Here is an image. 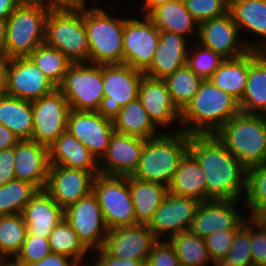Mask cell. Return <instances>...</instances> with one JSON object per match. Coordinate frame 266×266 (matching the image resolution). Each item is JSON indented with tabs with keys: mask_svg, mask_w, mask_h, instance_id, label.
<instances>
[{
	"mask_svg": "<svg viewBox=\"0 0 266 266\" xmlns=\"http://www.w3.org/2000/svg\"><path fill=\"white\" fill-rule=\"evenodd\" d=\"M50 169L48 147L33 140H20L15 146L16 179L30 182L44 190Z\"/></svg>",
	"mask_w": 266,
	"mask_h": 266,
	"instance_id": "cell-23",
	"label": "cell"
},
{
	"mask_svg": "<svg viewBox=\"0 0 266 266\" xmlns=\"http://www.w3.org/2000/svg\"><path fill=\"white\" fill-rule=\"evenodd\" d=\"M251 253L254 266H266V230L251 219Z\"/></svg>",
	"mask_w": 266,
	"mask_h": 266,
	"instance_id": "cell-48",
	"label": "cell"
},
{
	"mask_svg": "<svg viewBox=\"0 0 266 266\" xmlns=\"http://www.w3.org/2000/svg\"><path fill=\"white\" fill-rule=\"evenodd\" d=\"M50 8L48 0L19 5L6 20V39L0 54L7 59L27 57L43 44Z\"/></svg>",
	"mask_w": 266,
	"mask_h": 266,
	"instance_id": "cell-5",
	"label": "cell"
},
{
	"mask_svg": "<svg viewBox=\"0 0 266 266\" xmlns=\"http://www.w3.org/2000/svg\"><path fill=\"white\" fill-rule=\"evenodd\" d=\"M199 203L168 191L148 227L157 240H168L176 233L190 230Z\"/></svg>",
	"mask_w": 266,
	"mask_h": 266,
	"instance_id": "cell-19",
	"label": "cell"
},
{
	"mask_svg": "<svg viewBox=\"0 0 266 266\" xmlns=\"http://www.w3.org/2000/svg\"><path fill=\"white\" fill-rule=\"evenodd\" d=\"M96 196L108 229L136 225L135 210L126 176L98 174L93 181Z\"/></svg>",
	"mask_w": 266,
	"mask_h": 266,
	"instance_id": "cell-8",
	"label": "cell"
},
{
	"mask_svg": "<svg viewBox=\"0 0 266 266\" xmlns=\"http://www.w3.org/2000/svg\"><path fill=\"white\" fill-rule=\"evenodd\" d=\"M157 241L148 225H133L109 229L102 249L118 259L147 261Z\"/></svg>",
	"mask_w": 266,
	"mask_h": 266,
	"instance_id": "cell-20",
	"label": "cell"
},
{
	"mask_svg": "<svg viewBox=\"0 0 266 266\" xmlns=\"http://www.w3.org/2000/svg\"><path fill=\"white\" fill-rule=\"evenodd\" d=\"M64 219L89 250L96 252L103 247L109 229L93 192L66 208Z\"/></svg>",
	"mask_w": 266,
	"mask_h": 266,
	"instance_id": "cell-14",
	"label": "cell"
},
{
	"mask_svg": "<svg viewBox=\"0 0 266 266\" xmlns=\"http://www.w3.org/2000/svg\"><path fill=\"white\" fill-rule=\"evenodd\" d=\"M193 47V48H192ZM224 58L218 53L205 48L198 42L189 46L187 66L203 80H207L219 68Z\"/></svg>",
	"mask_w": 266,
	"mask_h": 266,
	"instance_id": "cell-43",
	"label": "cell"
},
{
	"mask_svg": "<svg viewBox=\"0 0 266 266\" xmlns=\"http://www.w3.org/2000/svg\"><path fill=\"white\" fill-rule=\"evenodd\" d=\"M190 135L179 132H163L147 139L138 166L131 177L169 186L181 158L188 151Z\"/></svg>",
	"mask_w": 266,
	"mask_h": 266,
	"instance_id": "cell-4",
	"label": "cell"
},
{
	"mask_svg": "<svg viewBox=\"0 0 266 266\" xmlns=\"http://www.w3.org/2000/svg\"><path fill=\"white\" fill-rule=\"evenodd\" d=\"M144 72L126 64L103 65V93L97 113L113 119L121 108L138 99Z\"/></svg>",
	"mask_w": 266,
	"mask_h": 266,
	"instance_id": "cell-10",
	"label": "cell"
},
{
	"mask_svg": "<svg viewBox=\"0 0 266 266\" xmlns=\"http://www.w3.org/2000/svg\"><path fill=\"white\" fill-rule=\"evenodd\" d=\"M174 0H143L140 5L142 16H147L154 8Z\"/></svg>",
	"mask_w": 266,
	"mask_h": 266,
	"instance_id": "cell-55",
	"label": "cell"
},
{
	"mask_svg": "<svg viewBox=\"0 0 266 266\" xmlns=\"http://www.w3.org/2000/svg\"><path fill=\"white\" fill-rule=\"evenodd\" d=\"M6 66L7 58L0 54V96L6 91Z\"/></svg>",
	"mask_w": 266,
	"mask_h": 266,
	"instance_id": "cell-56",
	"label": "cell"
},
{
	"mask_svg": "<svg viewBox=\"0 0 266 266\" xmlns=\"http://www.w3.org/2000/svg\"><path fill=\"white\" fill-rule=\"evenodd\" d=\"M215 135L247 170L266 164V115L239 111Z\"/></svg>",
	"mask_w": 266,
	"mask_h": 266,
	"instance_id": "cell-3",
	"label": "cell"
},
{
	"mask_svg": "<svg viewBox=\"0 0 266 266\" xmlns=\"http://www.w3.org/2000/svg\"><path fill=\"white\" fill-rule=\"evenodd\" d=\"M116 132L151 139L159 136L163 131L152 122L141 101L136 99L121 108L113 119Z\"/></svg>",
	"mask_w": 266,
	"mask_h": 266,
	"instance_id": "cell-32",
	"label": "cell"
},
{
	"mask_svg": "<svg viewBox=\"0 0 266 266\" xmlns=\"http://www.w3.org/2000/svg\"><path fill=\"white\" fill-rule=\"evenodd\" d=\"M187 11L199 24L229 12V0H183Z\"/></svg>",
	"mask_w": 266,
	"mask_h": 266,
	"instance_id": "cell-45",
	"label": "cell"
},
{
	"mask_svg": "<svg viewBox=\"0 0 266 266\" xmlns=\"http://www.w3.org/2000/svg\"><path fill=\"white\" fill-rule=\"evenodd\" d=\"M15 147L0 150V185L14 179Z\"/></svg>",
	"mask_w": 266,
	"mask_h": 266,
	"instance_id": "cell-49",
	"label": "cell"
},
{
	"mask_svg": "<svg viewBox=\"0 0 266 266\" xmlns=\"http://www.w3.org/2000/svg\"><path fill=\"white\" fill-rule=\"evenodd\" d=\"M229 12L240 33L246 30L257 37L243 39L247 48L266 52V0H229Z\"/></svg>",
	"mask_w": 266,
	"mask_h": 266,
	"instance_id": "cell-25",
	"label": "cell"
},
{
	"mask_svg": "<svg viewBox=\"0 0 266 266\" xmlns=\"http://www.w3.org/2000/svg\"><path fill=\"white\" fill-rule=\"evenodd\" d=\"M50 165L64 166L88 172H100L99 161L68 131L62 133L49 147Z\"/></svg>",
	"mask_w": 266,
	"mask_h": 266,
	"instance_id": "cell-27",
	"label": "cell"
},
{
	"mask_svg": "<svg viewBox=\"0 0 266 266\" xmlns=\"http://www.w3.org/2000/svg\"><path fill=\"white\" fill-rule=\"evenodd\" d=\"M68 101L70 110L97 111L103 93V65L72 63L57 87Z\"/></svg>",
	"mask_w": 266,
	"mask_h": 266,
	"instance_id": "cell-9",
	"label": "cell"
},
{
	"mask_svg": "<svg viewBox=\"0 0 266 266\" xmlns=\"http://www.w3.org/2000/svg\"><path fill=\"white\" fill-rule=\"evenodd\" d=\"M100 172L50 165L45 192L63 209L92 192L94 178Z\"/></svg>",
	"mask_w": 266,
	"mask_h": 266,
	"instance_id": "cell-16",
	"label": "cell"
},
{
	"mask_svg": "<svg viewBox=\"0 0 266 266\" xmlns=\"http://www.w3.org/2000/svg\"><path fill=\"white\" fill-rule=\"evenodd\" d=\"M0 266H21V265H18L13 260H0Z\"/></svg>",
	"mask_w": 266,
	"mask_h": 266,
	"instance_id": "cell-60",
	"label": "cell"
},
{
	"mask_svg": "<svg viewBox=\"0 0 266 266\" xmlns=\"http://www.w3.org/2000/svg\"><path fill=\"white\" fill-rule=\"evenodd\" d=\"M31 105L33 119L31 140L49 147L67 131L69 103L56 88L52 93L31 102Z\"/></svg>",
	"mask_w": 266,
	"mask_h": 266,
	"instance_id": "cell-11",
	"label": "cell"
},
{
	"mask_svg": "<svg viewBox=\"0 0 266 266\" xmlns=\"http://www.w3.org/2000/svg\"><path fill=\"white\" fill-rule=\"evenodd\" d=\"M237 230L238 229L218 231L204 238L209 256L216 266H218L228 254Z\"/></svg>",
	"mask_w": 266,
	"mask_h": 266,
	"instance_id": "cell-46",
	"label": "cell"
},
{
	"mask_svg": "<svg viewBox=\"0 0 266 266\" xmlns=\"http://www.w3.org/2000/svg\"><path fill=\"white\" fill-rule=\"evenodd\" d=\"M251 219L256 222L261 228L266 230V205L262 206Z\"/></svg>",
	"mask_w": 266,
	"mask_h": 266,
	"instance_id": "cell-57",
	"label": "cell"
},
{
	"mask_svg": "<svg viewBox=\"0 0 266 266\" xmlns=\"http://www.w3.org/2000/svg\"><path fill=\"white\" fill-rule=\"evenodd\" d=\"M251 218L236 231L228 254L218 266H252Z\"/></svg>",
	"mask_w": 266,
	"mask_h": 266,
	"instance_id": "cell-42",
	"label": "cell"
},
{
	"mask_svg": "<svg viewBox=\"0 0 266 266\" xmlns=\"http://www.w3.org/2000/svg\"><path fill=\"white\" fill-rule=\"evenodd\" d=\"M22 216L27 235L49 237L52 229L64 219V210L45 192H39L26 204Z\"/></svg>",
	"mask_w": 266,
	"mask_h": 266,
	"instance_id": "cell-26",
	"label": "cell"
},
{
	"mask_svg": "<svg viewBox=\"0 0 266 266\" xmlns=\"http://www.w3.org/2000/svg\"><path fill=\"white\" fill-rule=\"evenodd\" d=\"M146 266H181L168 240H157L151 249Z\"/></svg>",
	"mask_w": 266,
	"mask_h": 266,
	"instance_id": "cell-47",
	"label": "cell"
},
{
	"mask_svg": "<svg viewBox=\"0 0 266 266\" xmlns=\"http://www.w3.org/2000/svg\"><path fill=\"white\" fill-rule=\"evenodd\" d=\"M48 239L52 253L71 258L78 266H88L84 258L90 251L65 219L52 229Z\"/></svg>",
	"mask_w": 266,
	"mask_h": 266,
	"instance_id": "cell-36",
	"label": "cell"
},
{
	"mask_svg": "<svg viewBox=\"0 0 266 266\" xmlns=\"http://www.w3.org/2000/svg\"><path fill=\"white\" fill-rule=\"evenodd\" d=\"M168 191L175 195L193 198L199 202L207 201L204 170L189 151L181 158L168 186Z\"/></svg>",
	"mask_w": 266,
	"mask_h": 266,
	"instance_id": "cell-29",
	"label": "cell"
},
{
	"mask_svg": "<svg viewBox=\"0 0 266 266\" xmlns=\"http://www.w3.org/2000/svg\"><path fill=\"white\" fill-rule=\"evenodd\" d=\"M175 32L160 31L154 59L144 71L146 76L165 79L187 64L190 42Z\"/></svg>",
	"mask_w": 266,
	"mask_h": 266,
	"instance_id": "cell-24",
	"label": "cell"
},
{
	"mask_svg": "<svg viewBox=\"0 0 266 266\" xmlns=\"http://www.w3.org/2000/svg\"><path fill=\"white\" fill-rule=\"evenodd\" d=\"M164 81L173 104L181 112L194 98L203 79L197 76L186 64L167 76Z\"/></svg>",
	"mask_w": 266,
	"mask_h": 266,
	"instance_id": "cell-37",
	"label": "cell"
},
{
	"mask_svg": "<svg viewBox=\"0 0 266 266\" xmlns=\"http://www.w3.org/2000/svg\"><path fill=\"white\" fill-rule=\"evenodd\" d=\"M129 181L131 199L133 201L136 225H149L155 211L162 204L168 193V187L161 183L145 182L126 176Z\"/></svg>",
	"mask_w": 266,
	"mask_h": 266,
	"instance_id": "cell-31",
	"label": "cell"
},
{
	"mask_svg": "<svg viewBox=\"0 0 266 266\" xmlns=\"http://www.w3.org/2000/svg\"><path fill=\"white\" fill-rule=\"evenodd\" d=\"M19 141L11 130L0 123V150L15 147Z\"/></svg>",
	"mask_w": 266,
	"mask_h": 266,
	"instance_id": "cell-53",
	"label": "cell"
},
{
	"mask_svg": "<svg viewBox=\"0 0 266 266\" xmlns=\"http://www.w3.org/2000/svg\"><path fill=\"white\" fill-rule=\"evenodd\" d=\"M249 74V51L237 58L224 59L209 80L238 101L245 91Z\"/></svg>",
	"mask_w": 266,
	"mask_h": 266,
	"instance_id": "cell-33",
	"label": "cell"
},
{
	"mask_svg": "<svg viewBox=\"0 0 266 266\" xmlns=\"http://www.w3.org/2000/svg\"><path fill=\"white\" fill-rule=\"evenodd\" d=\"M146 17L160 31L175 32L189 41L190 35V37L195 35L194 39L198 37V23L187 11L183 0H174L158 6Z\"/></svg>",
	"mask_w": 266,
	"mask_h": 266,
	"instance_id": "cell-30",
	"label": "cell"
},
{
	"mask_svg": "<svg viewBox=\"0 0 266 266\" xmlns=\"http://www.w3.org/2000/svg\"><path fill=\"white\" fill-rule=\"evenodd\" d=\"M181 266H216L211 260L204 239L191 230L176 233L168 239Z\"/></svg>",
	"mask_w": 266,
	"mask_h": 266,
	"instance_id": "cell-35",
	"label": "cell"
},
{
	"mask_svg": "<svg viewBox=\"0 0 266 266\" xmlns=\"http://www.w3.org/2000/svg\"><path fill=\"white\" fill-rule=\"evenodd\" d=\"M213 50L224 59H233L246 54L245 45L238 26L230 12L225 15L198 24V37L194 43Z\"/></svg>",
	"mask_w": 266,
	"mask_h": 266,
	"instance_id": "cell-18",
	"label": "cell"
},
{
	"mask_svg": "<svg viewBox=\"0 0 266 266\" xmlns=\"http://www.w3.org/2000/svg\"><path fill=\"white\" fill-rule=\"evenodd\" d=\"M28 57L57 87L63 82L68 68L72 65L64 53L45 43L38 46Z\"/></svg>",
	"mask_w": 266,
	"mask_h": 266,
	"instance_id": "cell-39",
	"label": "cell"
},
{
	"mask_svg": "<svg viewBox=\"0 0 266 266\" xmlns=\"http://www.w3.org/2000/svg\"><path fill=\"white\" fill-rule=\"evenodd\" d=\"M0 123L20 140H31L33 130L31 102L8 95L0 96Z\"/></svg>",
	"mask_w": 266,
	"mask_h": 266,
	"instance_id": "cell-34",
	"label": "cell"
},
{
	"mask_svg": "<svg viewBox=\"0 0 266 266\" xmlns=\"http://www.w3.org/2000/svg\"><path fill=\"white\" fill-rule=\"evenodd\" d=\"M51 253L47 237L26 235L24 243L13 261L21 266H29Z\"/></svg>",
	"mask_w": 266,
	"mask_h": 266,
	"instance_id": "cell-44",
	"label": "cell"
},
{
	"mask_svg": "<svg viewBox=\"0 0 266 266\" xmlns=\"http://www.w3.org/2000/svg\"><path fill=\"white\" fill-rule=\"evenodd\" d=\"M146 139L114 132L106 154L99 161L100 174L131 176L136 170Z\"/></svg>",
	"mask_w": 266,
	"mask_h": 266,
	"instance_id": "cell-22",
	"label": "cell"
},
{
	"mask_svg": "<svg viewBox=\"0 0 266 266\" xmlns=\"http://www.w3.org/2000/svg\"><path fill=\"white\" fill-rule=\"evenodd\" d=\"M138 99L160 131H181L180 111L173 104L164 79L144 75L140 83ZM173 123L179 124L178 129L173 128V131H168L166 128L172 126Z\"/></svg>",
	"mask_w": 266,
	"mask_h": 266,
	"instance_id": "cell-21",
	"label": "cell"
},
{
	"mask_svg": "<svg viewBox=\"0 0 266 266\" xmlns=\"http://www.w3.org/2000/svg\"><path fill=\"white\" fill-rule=\"evenodd\" d=\"M5 39H6V20L0 18V53L3 51Z\"/></svg>",
	"mask_w": 266,
	"mask_h": 266,
	"instance_id": "cell-58",
	"label": "cell"
},
{
	"mask_svg": "<svg viewBox=\"0 0 266 266\" xmlns=\"http://www.w3.org/2000/svg\"><path fill=\"white\" fill-rule=\"evenodd\" d=\"M240 111L231 94L203 80L194 98L180 112L181 131L189 135L215 134Z\"/></svg>",
	"mask_w": 266,
	"mask_h": 266,
	"instance_id": "cell-2",
	"label": "cell"
},
{
	"mask_svg": "<svg viewBox=\"0 0 266 266\" xmlns=\"http://www.w3.org/2000/svg\"><path fill=\"white\" fill-rule=\"evenodd\" d=\"M18 6L15 0H0V18L7 20Z\"/></svg>",
	"mask_w": 266,
	"mask_h": 266,
	"instance_id": "cell-54",
	"label": "cell"
},
{
	"mask_svg": "<svg viewBox=\"0 0 266 266\" xmlns=\"http://www.w3.org/2000/svg\"><path fill=\"white\" fill-rule=\"evenodd\" d=\"M95 261L88 266H146L147 261L134 259H118L108 255L102 248L96 250Z\"/></svg>",
	"mask_w": 266,
	"mask_h": 266,
	"instance_id": "cell-50",
	"label": "cell"
},
{
	"mask_svg": "<svg viewBox=\"0 0 266 266\" xmlns=\"http://www.w3.org/2000/svg\"><path fill=\"white\" fill-rule=\"evenodd\" d=\"M56 88L28 56L7 59L5 95L33 102Z\"/></svg>",
	"mask_w": 266,
	"mask_h": 266,
	"instance_id": "cell-13",
	"label": "cell"
},
{
	"mask_svg": "<svg viewBox=\"0 0 266 266\" xmlns=\"http://www.w3.org/2000/svg\"><path fill=\"white\" fill-rule=\"evenodd\" d=\"M29 266H78L71 258L51 253Z\"/></svg>",
	"mask_w": 266,
	"mask_h": 266,
	"instance_id": "cell-52",
	"label": "cell"
},
{
	"mask_svg": "<svg viewBox=\"0 0 266 266\" xmlns=\"http://www.w3.org/2000/svg\"><path fill=\"white\" fill-rule=\"evenodd\" d=\"M27 235L22 214L0 216V260H13Z\"/></svg>",
	"mask_w": 266,
	"mask_h": 266,
	"instance_id": "cell-38",
	"label": "cell"
},
{
	"mask_svg": "<svg viewBox=\"0 0 266 266\" xmlns=\"http://www.w3.org/2000/svg\"><path fill=\"white\" fill-rule=\"evenodd\" d=\"M44 43L60 50L72 63H88L89 45L84 10L50 8Z\"/></svg>",
	"mask_w": 266,
	"mask_h": 266,
	"instance_id": "cell-7",
	"label": "cell"
},
{
	"mask_svg": "<svg viewBox=\"0 0 266 266\" xmlns=\"http://www.w3.org/2000/svg\"><path fill=\"white\" fill-rule=\"evenodd\" d=\"M240 111L266 115V52L249 50V74Z\"/></svg>",
	"mask_w": 266,
	"mask_h": 266,
	"instance_id": "cell-28",
	"label": "cell"
},
{
	"mask_svg": "<svg viewBox=\"0 0 266 266\" xmlns=\"http://www.w3.org/2000/svg\"><path fill=\"white\" fill-rule=\"evenodd\" d=\"M99 7L84 10V24L89 45L88 63L122 64L125 18Z\"/></svg>",
	"mask_w": 266,
	"mask_h": 266,
	"instance_id": "cell-6",
	"label": "cell"
},
{
	"mask_svg": "<svg viewBox=\"0 0 266 266\" xmlns=\"http://www.w3.org/2000/svg\"><path fill=\"white\" fill-rule=\"evenodd\" d=\"M67 131L100 161L107 152L115 129L112 120L104 118L96 111L70 110Z\"/></svg>",
	"mask_w": 266,
	"mask_h": 266,
	"instance_id": "cell-17",
	"label": "cell"
},
{
	"mask_svg": "<svg viewBox=\"0 0 266 266\" xmlns=\"http://www.w3.org/2000/svg\"><path fill=\"white\" fill-rule=\"evenodd\" d=\"M188 151L204 170L207 201H244L247 169L215 134L190 135Z\"/></svg>",
	"mask_w": 266,
	"mask_h": 266,
	"instance_id": "cell-1",
	"label": "cell"
},
{
	"mask_svg": "<svg viewBox=\"0 0 266 266\" xmlns=\"http://www.w3.org/2000/svg\"><path fill=\"white\" fill-rule=\"evenodd\" d=\"M245 212L251 218L262 206L266 205V164L253 166L247 170Z\"/></svg>",
	"mask_w": 266,
	"mask_h": 266,
	"instance_id": "cell-41",
	"label": "cell"
},
{
	"mask_svg": "<svg viewBox=\"0 0 266 266\" xmlns=\"http://www.w3.org/2000/svg\"><path fill=\"white\" fill-rule=\"evenodd\" d=\"M125 17L122 64L145 71L152 63L160 30L146 17Z\"/></svg>",
	"mask_w": 266,
	"mask_h": 266,
	"instance_id": "cell-12",
	"label": "cell"
},
{
	"mask_svg": "<svg viewBox=\"0 0 266 266\" xmlns=\"http://www.w3.org/2000/svg\"><path fill=\"white\" fill-rule=\"evenodd\" d=\"M38 192L35 185L19 179L0 185V216L22 214L26 204Z\"/></svg>",
	"mask_w": 266,
	"mask_h": 266,
	"instance_id": "cell-40",
	"label": "cell"
},
{
	"mask_svg": "<svg viewBox=\"0 0 266 266\" xmlns=\"http://www.w3.org/2000/svg\"><path fill=\"white\" fill-rule=\"evenodd\" d=\"M242 202L236 200L200 202L190 230L204 239L218 231L239 229L249 218L246 213L242 214L244 211L246 212L245 209L243 211L241 209L242 205H244Z\"/></svg>",
	"mask_w": 266,
	"mask_h": 266,
	"instance_id": "cell-15",
	"label": "cell"
},
{
	"mask_svg": "<svg viewBox=\"0 0 266 266\" xmlns=\"http://www.w3.org/2000/svg\"><path fill=\"white\" fill-rule=\"evenodd\" d=\"M18 5H30V4H35V3H39V2H44L47 0H15Z\"/></svg>",
	"mask_w": 266,
	"mask_h": 266,
	"instance_id": "cell-59",
	"label": "cell"
},
{
	"mask_svg": "<svg viewBox=\"0 0 266 266\" xmlns=\"http://www.w3.org/2000/svg\"><path fill=\"white\" fill-rule=\"evenodd\" d=\"M52 8L56 9H71V10H85L101 7L92 6L87 0H48Z\"/></svg>",
	"mask_w": 266,
	"mask_h": 266,
	"instance_id": "cell-51",
	"label": "cell"
}]
</instances>
